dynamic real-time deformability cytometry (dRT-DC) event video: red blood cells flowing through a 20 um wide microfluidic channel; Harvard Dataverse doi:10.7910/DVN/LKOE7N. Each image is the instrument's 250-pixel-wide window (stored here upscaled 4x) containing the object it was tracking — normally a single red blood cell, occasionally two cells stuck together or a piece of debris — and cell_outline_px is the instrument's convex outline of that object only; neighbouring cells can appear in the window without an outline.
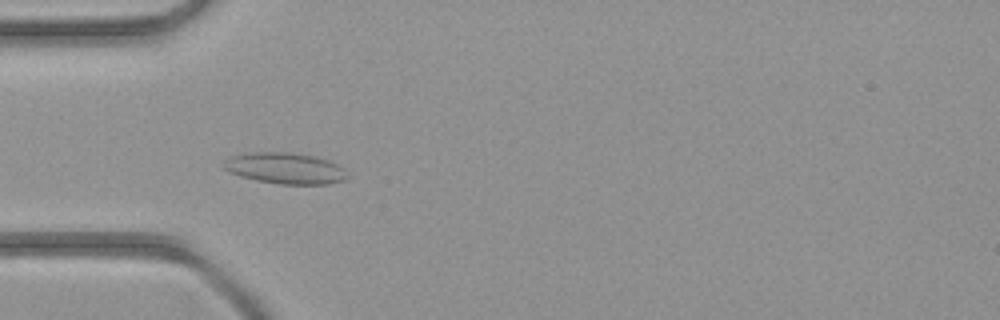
{"species": "common noctule bat (a hibernating species)", "species_latin": "Nyctalus noctula", "temperature_condition": "room temperature", "stored_images_in_passage": 6, "camera_frame_rate_fps": 3000, "um_per_image_px": 0.085, "animal": {"sex": "female", "body_mass_g": 21.9}, "frame": {"image": 1, "passage_image": 4, "time_ms": 4.333, "image_size_px": [1000, 320], "cell_outline_px": [[352, 176], [348, 180], [328, 184], [280, 184], [256, 180], [240, 176], [228, 172], [224, 168], [224, 160], [228, 156], [244, 152], [292, 152], [316, 156], [328, 160], [344, 168]], "centroid_in_image_um": [24.27, 14.3], "position_along_channel_um": 60.7, "area_um2": 23.0}}
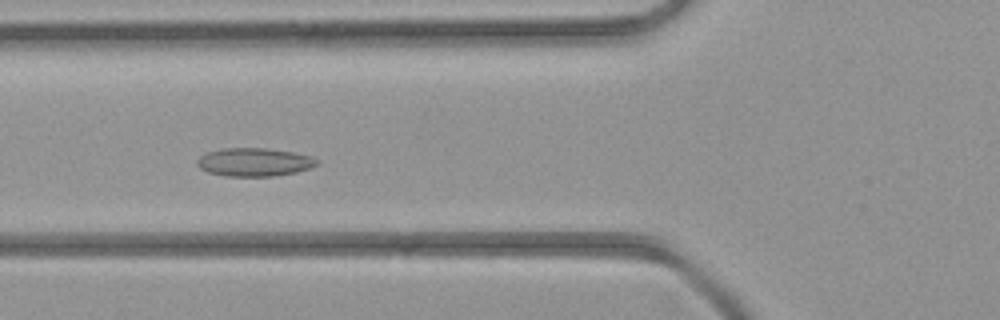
{"frame": {"image": 2, "passage_image": 5, "time_ms": 5.333, "image_size_px": [1000, 320], "cell_outline_px": [[320, 164], [296, 172], [276, 176], [224, 176], [208, 172], [200, 168], [196, 164], [196, 160], [200, 156], [208, 152], [224, 148], [264, 148], [292, 152], [312, 156]], "centroid_in_image_um": [21.6, 13.78], "position_along_channel_um": 104.2, "area_um2": 19.71}}
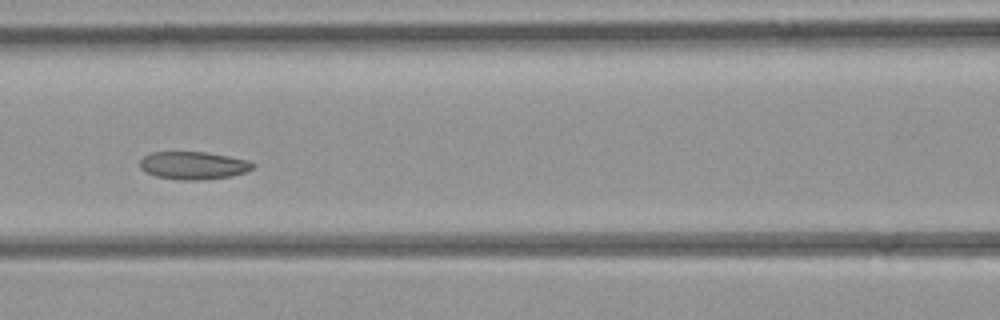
{"frame": {"image": 3, "passage_image": 6, "time_ms": 6.333, "image_size_px": [1000, 320], "cell_outline_px": [[256, 164], [248, 172], [232, 176], [196, 180], [180, 180], [156, 176], [144, 172], [140, 168], [140, 160], [144, 156], [152, 152], [204, 152], [228, 156], [248, 160]], "centroid_in_image_um": [16.44, 14.06], "position_along_channel_um": 150.2, "area_um2": 18.32}}